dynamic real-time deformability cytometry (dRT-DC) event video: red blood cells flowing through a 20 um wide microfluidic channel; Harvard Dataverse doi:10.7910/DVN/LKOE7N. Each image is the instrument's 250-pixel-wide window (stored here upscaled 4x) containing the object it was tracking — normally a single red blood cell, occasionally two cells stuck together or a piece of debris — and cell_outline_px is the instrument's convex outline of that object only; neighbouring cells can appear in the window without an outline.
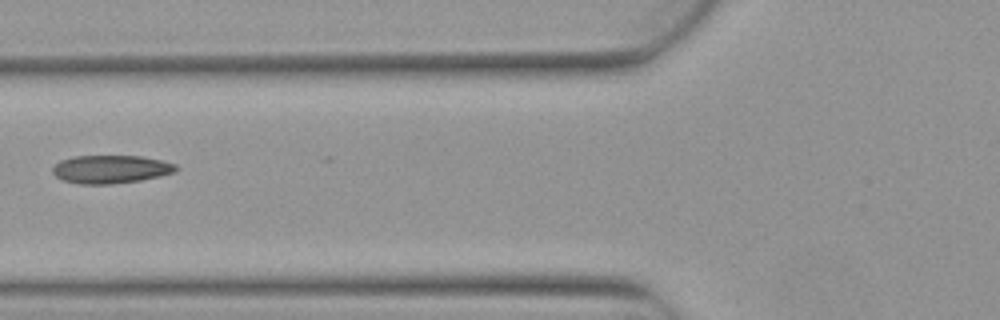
{"species": "Egyptian fruit bat (a non-hibernating species)", "species_latin": "Rousettus aegyptiacus", "temperature_condition": "warm", "stored_images_in_passage": 5, "camera_frame_rate_fps": 3000, "um_per_image_px": 0.085, "animal": {"sex": "female"}, "frame": {"image": 1, "passage_image": 3, "time_ms": 0.667, "image_size_px": [1000, 320], "cell_outline_px": [[180, 168], [176, 172], [160, 176], [140, 180], [108, 184], [80, 184], [64, 180], [56, 176], [52, 172], [52, 168], [60, 160], [72, 156], [140, 156], [160, 160], [176, 164]], "centroid_in_image_um": [9.43, 14.38], "position_along_channel_um": 116.4, "area_um2": 20.23}}
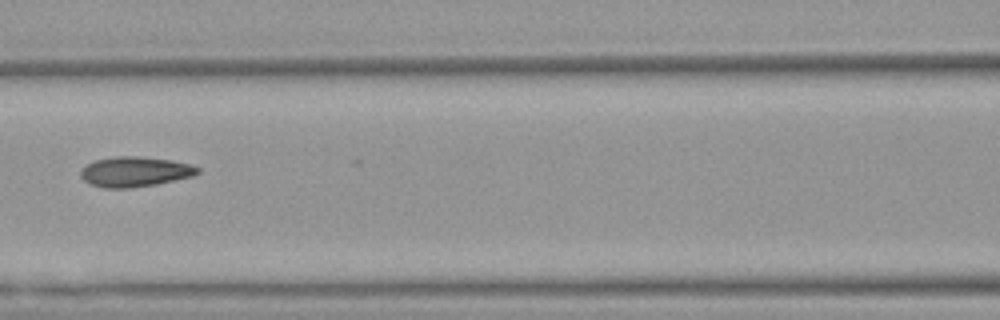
{"frame": {"image": 2, "passage_image": 4, "time_ms": 1.0, "image_size_px": [1000, 320], "cell_outline_px": [[200, 172], [192, 176], [156, 184], [128, 188], [104, 188], [92, 184], [84, 180], [80, 176], [80, 168], [84, 164], [92, 160], [116, 156], [140, 156], [172, 160], [188, 164], [200, 168]], "centroid_in_image_um": [11.41, 14.58], "position_along_channel_um": 155.2, "area_um2": 20.63}}